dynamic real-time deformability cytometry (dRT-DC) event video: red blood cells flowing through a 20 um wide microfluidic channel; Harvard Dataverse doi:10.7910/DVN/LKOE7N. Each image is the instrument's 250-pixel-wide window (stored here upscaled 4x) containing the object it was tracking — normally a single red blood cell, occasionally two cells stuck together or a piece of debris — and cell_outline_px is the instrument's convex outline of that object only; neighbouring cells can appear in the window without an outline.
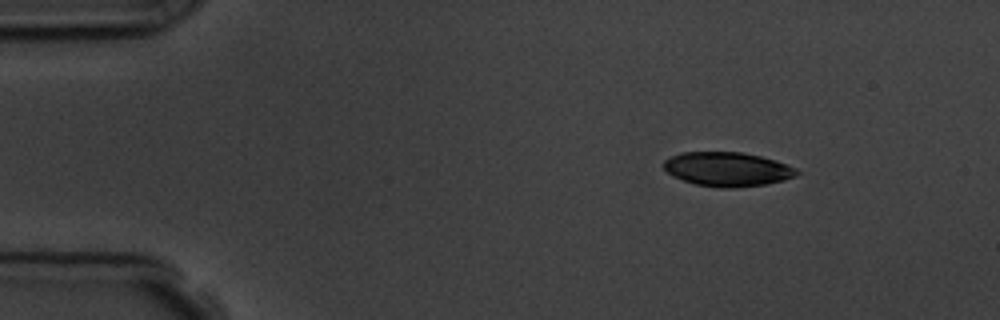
{"species": "common noctule bat (a hibernating species)", "species_latin": "Nyctalus noctula", "temperature_condition": "room temperature", "stored_images_in_passage": 3, "camera_frame_rate_fps": 3000, "um_per_image_px": 0.085, "animal": {"sex": "male", "body_mass_g": 19.5, "forearm_length_mm": 54.6}, "frame": {"image": 1, "passage_image": 1, "time_ms": 0.0, "image_size_px": [1000, 320], "cell_outline_px": [[800, 172], [796, 176], [784, 180], [764, 184], [732, 188], [720, 188], [696, 184], [672, 176], [664, 168], [664, 160], [680, 152], [744, 152], [776, 160], [796, 168]], "centroid_in_image_um": [61.84, 14.37], "position_along_channel_um": 23.2, "area_um2": 26.47}}